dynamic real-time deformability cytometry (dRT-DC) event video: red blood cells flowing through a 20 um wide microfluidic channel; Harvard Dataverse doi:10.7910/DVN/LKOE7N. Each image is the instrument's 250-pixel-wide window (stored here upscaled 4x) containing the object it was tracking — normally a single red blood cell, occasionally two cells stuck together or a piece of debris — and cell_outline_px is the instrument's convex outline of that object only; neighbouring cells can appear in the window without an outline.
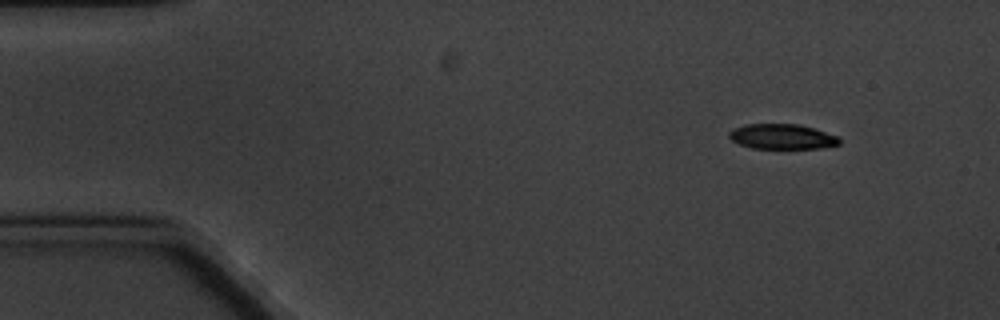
{"species": "common noctule bat (a hibernating species)", "species_latin": "Nyctalus noctula", "temperature_condition": "cold", "stored_images_in_passage": 4, "camera_frame_rate_fps": 3000, "um_per_image_px": 0.085, "animal": {"sex": "male", "body_mass_g": 20.1, "forearm_length_mm": 53.5}, "frame": {"image": 1, "passage_image": 1, "time_ms": 0.0, "image_size_px": [1000, 320], "cell_outline_px": [[840, 144], [820, 148], [752, 148], [740, 144], [732, 140], [728, 136], [728, 132], [732, 128], [744, 124], [796, 124], [812, 128], [840, 136]], "centroid_in_image_um": [66.46, 11.6], "position_along_channel_um": 18.5, "area_um2": 16.13}}
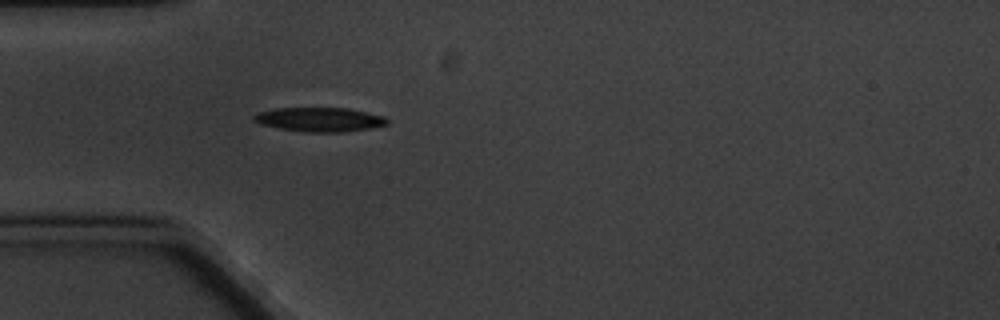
{"frame": {"image": 2, "passage_image": 4, "time_ms": 3.667, "image_size_px": [1000, 320], "cell_outline_px": [[388, 124], [368, 128], [340, 132], [308, 132], [280, 128], [260, 124], [252, 120], [252, 116], [256, 112], [276, 108], [348, 108], [368, 112], [384, 116], [388, 120]], "centroid_in_image_um": [27.13, 10.14], "position_along_channel_um": 57.9, "area_um2": 18.73}}